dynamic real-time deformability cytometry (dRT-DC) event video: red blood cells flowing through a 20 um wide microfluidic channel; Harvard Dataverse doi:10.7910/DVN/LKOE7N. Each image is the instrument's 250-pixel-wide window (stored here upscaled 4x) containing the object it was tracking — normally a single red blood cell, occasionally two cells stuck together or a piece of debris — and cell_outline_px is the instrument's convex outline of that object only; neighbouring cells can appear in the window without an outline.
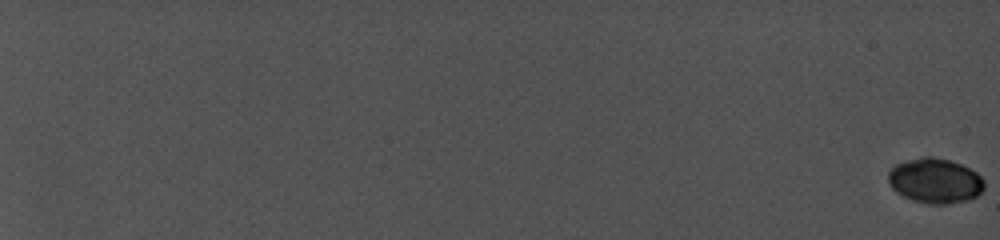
{"species": "common noctule bat (a hibernating species)", "species_latin": "Nyctalus noctula", "temperature_condition": "cold", "stored_images_in_passage": 30, "camera_frame_rate_fps": 5000, "um_per_image_px": 0.085, "animal": {"sex": "female", "body_mass_g": 19.0, "forearm_length_mm": 56.7}, "frame": {"image": 1, "passage_image": 1, "time_ms": 0.0, "image_size_px": [1000, 240], "cell_outline_px": [[984, 188], [976, 196], [968, 200], [948, 204], [928, 204], [912, 200], [896, 192], [888, 184], [888, 172], [896, 164], [920, 156], [932, 156], [948, 160], [960, 164], [976, 172], [984, 180]], "centroid_in_image_um": [79.46, 15.37], "position_along_channel_um": 5.5, "area_um2": 25.2}}
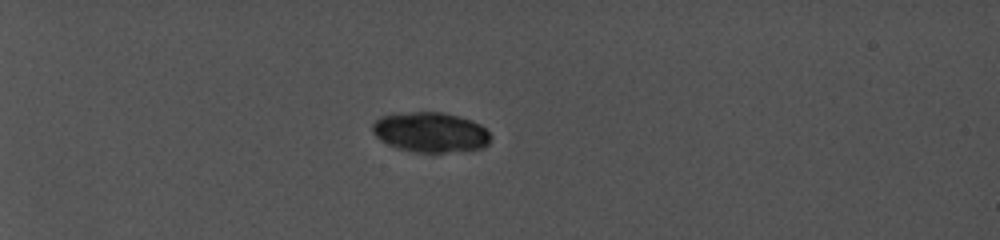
{"frame": {"image": 2, "passage_image": 22, "time_ms": 7.6, "image_size_px": [1000, 240], "cell_outline_px": [[492, 136], [488, 144], [484, 148], [444, 152], [412, 152], [396, 148], [380, 140], [372, 132], [372, 124], [380, 116], [392, 112], [444, 112], [460, 116], [472, 120], [480, 124]], "centroid_in_image_um": [36.57, 11.22], "position_along_channel_um": 48.4, "area_um2": 27.98}}